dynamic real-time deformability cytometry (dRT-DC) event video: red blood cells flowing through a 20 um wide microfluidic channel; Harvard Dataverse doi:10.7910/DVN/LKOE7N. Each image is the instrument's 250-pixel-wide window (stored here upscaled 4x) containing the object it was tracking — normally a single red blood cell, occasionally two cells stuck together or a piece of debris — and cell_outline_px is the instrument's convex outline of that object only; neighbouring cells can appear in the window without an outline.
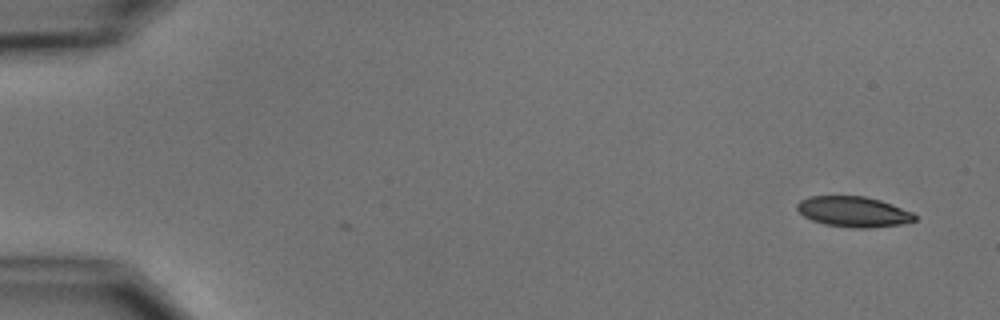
{"species": "common noctule bat (a hibernating species)", "species_latin": "Nyctalus noctula", "temperature_condition": "cold", "stored_images_in_passage": 5, "camera_frame_rate_fps": 3000, "um_per_image_px": 0.085, "animal": {"sex": "male", "body_mass_g": 15.6}, "frame": {"image": 1, "passage_image": 1, "time_ms": 0.0, "image_size_px": [1000, 320], "cell_outline_px": [[916, 220], [900, 224], [868, 228], [852, 228], [824, 224], [812, 220], [804, 216], [796, 208], [796, 204], [800, 200], [808, 196], [864, 196], [880, 200], [912, 212], [916, 216]], "centroid_in_image_um": [72.51, 17.99], "position_along_channel_um": 12.5, "area_um2": 20.81}}
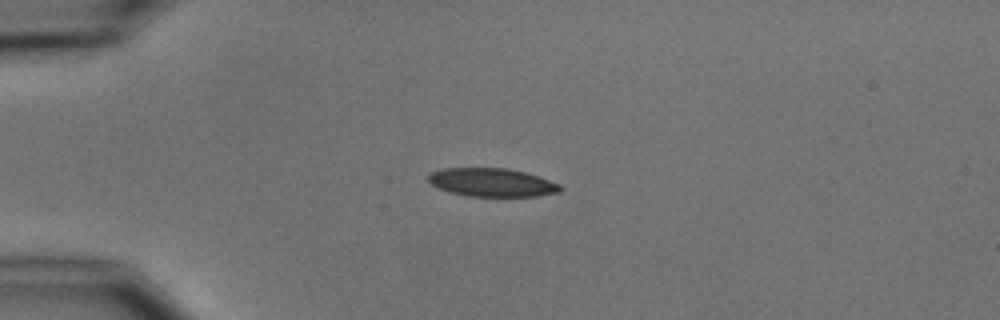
{"frame": {"image": 2, "passage_image": 4, "time_ms": 3.667, "image_size_px": [1000, 320], "cell_outline_px": [[564, 188], [560, 192], [536, 196], [468, 196], [448, 192], [432, 184], [428, 180], [428, 176], [432, 172], [440, 168], [508, 168], [524, 172], [560, 184]], "centroid_in_image_um": [41.81, 15.51], "position_along_channel_um": 43.2, "area_um2": 21.73}}